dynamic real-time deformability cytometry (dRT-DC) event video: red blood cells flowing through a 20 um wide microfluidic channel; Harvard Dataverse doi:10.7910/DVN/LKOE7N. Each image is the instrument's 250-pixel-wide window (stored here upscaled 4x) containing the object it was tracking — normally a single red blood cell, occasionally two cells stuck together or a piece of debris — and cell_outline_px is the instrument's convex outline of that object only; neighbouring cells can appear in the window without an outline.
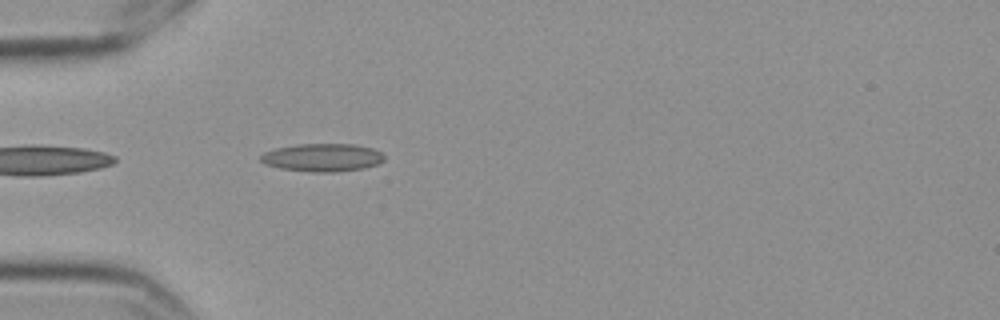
{"species": "Egyptian fruit bat (a non-hibernating species)", "species_latin": "Rousettus aegyptiacus", "temperature_condition": "cold", "stored_images_in_passage": 5, "camera_frame_rate_fps": 3000, "um_per_image_px": 0.085, "frame": {"image": 1, "passage_image": 5, "time_ms": 1.333, "image_size_px": [1000, 320], "cell_outline_px": [[384, 160], [376, 164], [364, 168], [332, 172], [312, 172], [280, 168], [264, 164], [260, 160], [260, 156], [264, 152], [276, 148], [296, 144], [356, 144], [372, 148], [380, 152], [384, 156]], "centroid_in_image_um": [27.38, 13.38], "position_along_channel_um": 57.6, "area_um2": 20.11}}